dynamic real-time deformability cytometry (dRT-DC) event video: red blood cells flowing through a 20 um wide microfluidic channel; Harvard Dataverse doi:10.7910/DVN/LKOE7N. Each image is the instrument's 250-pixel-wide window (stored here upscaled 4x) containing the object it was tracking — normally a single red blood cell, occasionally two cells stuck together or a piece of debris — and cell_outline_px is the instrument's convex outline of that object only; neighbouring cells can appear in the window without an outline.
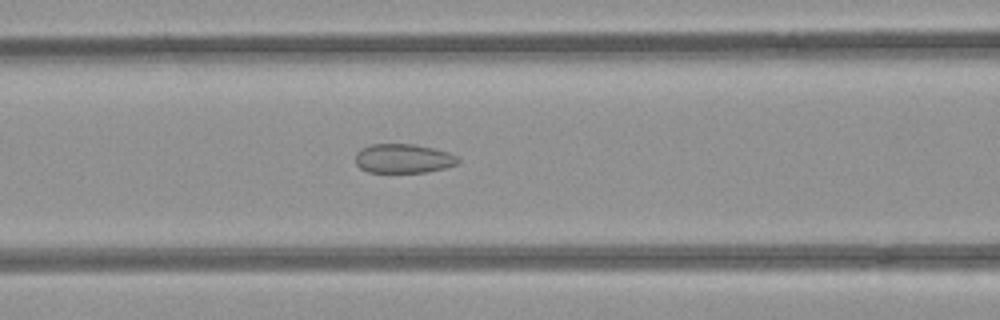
{"species": "common noctule bat (a hibernating species)", "species_latin": "Nyctalus noctula", "temperature_condition": "room temperature", "stored_images_in_passage": 48, "camera_frame_rate_fps": 3000, "um_per_image_px": 0.085, "animal": {"sex": "female", "body_mass_g": 21.9}, "frame": {"image": 1, "passage_image": 18, "time_ms": 5.667, "image_size_px": [1000, 320], "cell_outline_px": [[460, 160], [456, 164], [444, 168], [428, 172], [368, 172], [360, 168], [356, 164], [356, 152], [360, 148], [372, 144], [412, 144], [432, 148], [448, 152], [456, 156]], "centroid_in_image_um": [34.25, 13.47], "position_along_channel_um": 132.3, "area_um2": 17.4}}
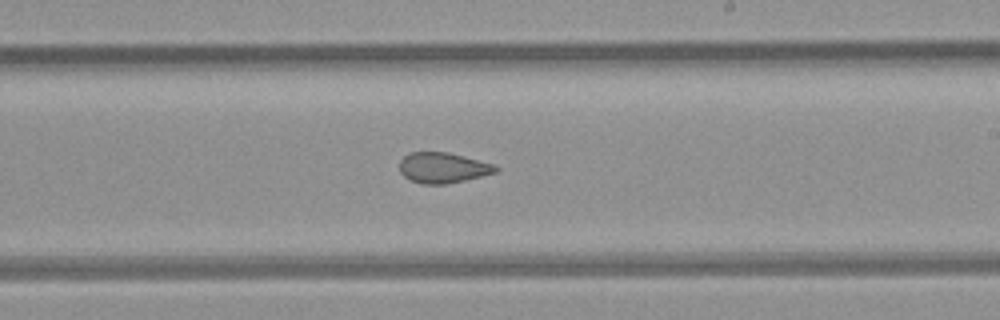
{"frame": {"image": 2, "passage_image": 27, "time_ms": 8.667, "image_size_px": [1000, 320], "cell_outline_px": [[500, 168], [496, 172], [464, 180], [444, 184], [420, 184], [404, 176], [400, 172], [400, 160], [404, 156], [412, 152], [448, 152], [496, 164]], "centroid_in_image_um": [37.66, 14.25], "position_along_channel_um": 251.3, "area_um2": 17.05}}
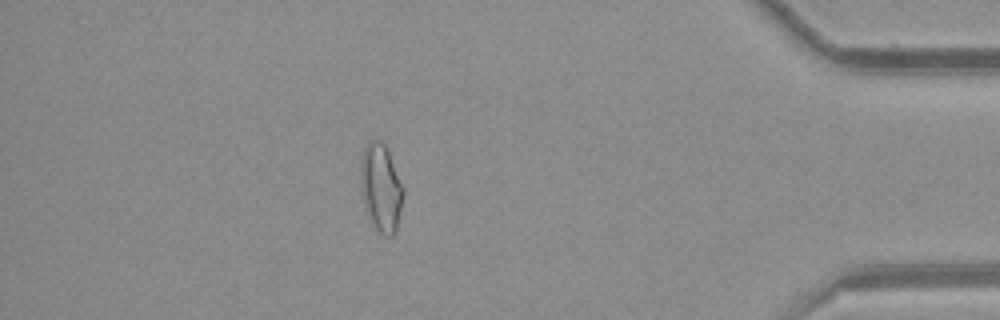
{"frame": {"image": 3, "passage_image": 42, "time_ms": 13.667, "image_size_px": [1000, 320], "cell_outline_px": [[404, 192], [396, 232], [392, 236], [384, 236], [376, 228], [368, 212], [364, 200], [360, 180], [360, 160], [364, 148], [372, 140], [380, 140], [384, 144], [388, 152], [404, 188]], "centroid_in_image_um": [32.39, 15.94], "position_along_channel_um": 402.8, "area_um2": 21.33}, "authors_computed_cell_mechanics": {"area_um2": 19.8832, "velocity_mm_per_s": 3.9706, "shape_relaxation_time_tau1_ms": null, "shape_relaxation_time_tau2_ms": 1.8046, "deformation_change_tau1": null, "deformation_change_tau2": 0.0804}}